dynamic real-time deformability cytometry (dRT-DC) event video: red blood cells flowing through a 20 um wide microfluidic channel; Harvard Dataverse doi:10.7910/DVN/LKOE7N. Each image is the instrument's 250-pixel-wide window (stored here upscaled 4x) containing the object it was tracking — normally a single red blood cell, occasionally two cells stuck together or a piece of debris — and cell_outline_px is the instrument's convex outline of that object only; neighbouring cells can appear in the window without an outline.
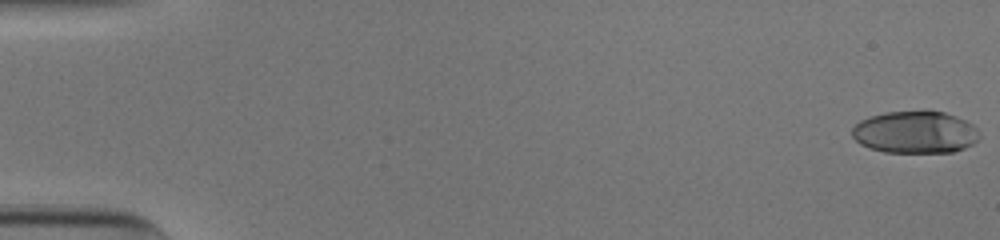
{"species": "human", "species_latin": "Homo sapiens", "temperature_condition": "cold", "stored_images_in_passage": 53, "camera_frame_rate_fps": 3000, "um_per_image_px": 0.085, "donor": {"sex": "male"}, "frame": {"image": 1, "passage_image": 1, "time_ms": 0.0, "image_size_px": [1000, 240], "cell_outline_px": [[980, 136], [972, 144], [964, 148], [952, 152], [884, 152], [868, 148], [860, 144], [852, 136], [852, 128], [860, 120], [868, 116], [884, 112], [944, 112], [956, 116], [972, 124], [976, 128]], "centroid_in_image_um": [77.75, 11.25], "position_along_channel_um": 7.2, "area_um2": 31.15}}
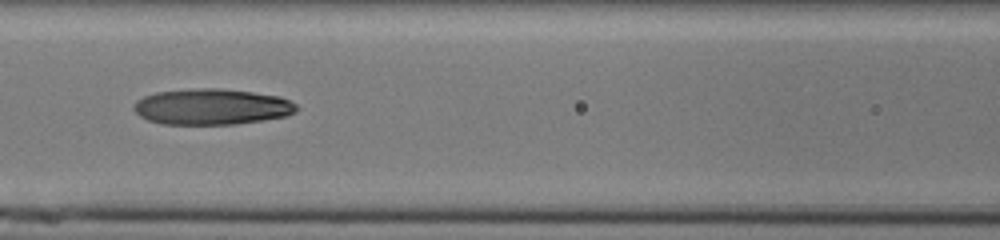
{"frame": {"image": 2, "passage_image": 25, "time_ms": 8.0, "image_size_px": [1000, 240], "cell_outline_px": [[300, 108], [296, 112], [288, 116], [264, 120], [236, 124], [160, 124], [148, 120], [140, 116], [132, 108], [132, 104], [136, 100], [144, 96], [156, 92], [200, 88], [220, 88], [252, 92], [280, 96], [296, 104]], "centroid_in_image_um": [18.01, 9.08], "position_along_channel_um": 148.6, "area_um2": 34.33}}
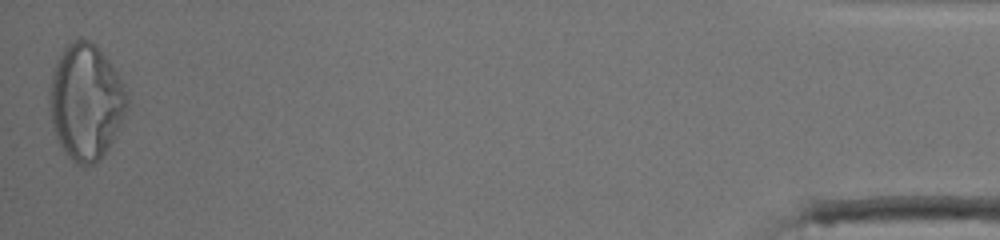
{"frame": {"image": 3, "passage_image": 53, "time_ms": 17.333, "image_size_px": [1000, 240], "cell_outline_px": [[128, 108], [112, 140], [100, 160], [92, 164], [76, 164], [68, 156], [60, 144], [56, 136], [52, 124], [48, 104], [48, 96], [52, 72], [56, 60], [64, 48], [72, 40], [80, 36], [96, 44], [100, 48], [116, 72], [120, 80], [128, 100]], "centroid_in_image_um": [7.26, 8.61], "position_along_channel_um": 427.9, "area_um2": 52.19}, "authors_computed_cell_mechanics": {"area_um2": 33.1772, "velocity_mm_per_s": 3.9216, "shape_relaxation_time_tau1_ms": null, "shape_relaxation_time_tau2_ms": 1.6844, "deformation_change_tau1": null, "deformation_change_tau2": 0.0983}}